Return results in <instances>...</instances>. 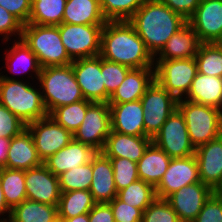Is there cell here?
I'll return each instance as SVG.
<instances>
[{
  "mask_svg": "<svg viewBox=\"0 0 222 222\" xmlns=\"http://www.w3.org/2000/svg\"><path fill=\"white\" fill-rule=\"evenodd\" d=\"M100 56L131 69L154 68V57L128 20L104 24Z\"/></svg>",
  "mask_w": 222,
  "mask_h": 222,
  "instance_id": "obj_1",
  "label": "cell"
},
{
  "mask_svg": "<svg viewBox=\"0 0 222 222\" xmlns=\"http://www.w3.org/2000/svg\"><path fill=\"white\" fill-rule=\"evenodd\" d=\"M155 57L187 20L158 0H145L128 20Z\"/></svg>",
  "mask_w": 222,
  "mask_h": 222,
  "instance_id": "obj_2",
  "label": "cell"
},
{
  "mask_svg": "<svg viewBox=\"0 0 222 222\" xmlns=\"http://www.w3.org/2000/svg\"><path fill=\"white\" fill-rule=\"evenodd\" d=\"M19 77L23 80L4 79L0 76V104L28 125L49 114L45 108L38 82L34 80L31 84L30 81L27 82L26 77H24L25 79Z\"/></svg>",
  "mask_w": 222,
  "mask_h": 222,
  "instance_id": "obj_3",
  "label": "cell"
},
{
  "mask_svg": "<svg viewBox=\"0 0 222 222\" xmlns=\"http://www.w3.org/2000/svg\"><path fill=\"white\" fill-rule=\"evenodd\" d=\"M37 82L48 114L57 107L84 100L72 64L41 68Z\"/></svg>",
  "mask_w": 222,
  "mask_h": 222,
  "instance_id": "obj_4",
  "label": "cell"
},
{
  "mask_svg": "<svg viewBox=\"0 0 222 222\" xmlns=\"http://www.w3.org/2000/svg\"><path fill=\"white\" fill-rule=\"evenodd\" d=\"M21 39L36 54L41 68L66 66L73 61L62 44L58 26L27 23Z\"/></svg>",
  "mask_w": 222,
  "mask_h": 222,
  "instance_id": "obj_5",
  "label": "cell"
},
{
  "mask_svg": "<svg viewBox=\"0 0 222 222\" xmlns=\"http://www.w3.org/2000/svg\"><path fill=\"white\" fill-rule=\"evenodd\" d=\"M177 109L183 115L192 146L198 147L222 135V110L178 99Z\"/></svg>",
  "mask_w": 222,
  "mask_h": 222,
  "instance_id": "obj_6",
  "label": "cell"
},
{
  "mask_svg": "<svg viewBox=\"0 0 222 222\" xmlns=\"http://www.w3.org/2000/svg\"><path fill=\"white\" fill-rule=\"evenodd\" d=\"M197 73L195 57L154 60V80L177 99L187 95Z\"/></svg>",
  "mask_w": 222,
  "mask_h": 222,
  "instance_id": "obj_7",
  "label": "cell"
},
{
  "mask_svg": "<svg viewBox=\"0 0 222 222\" xmlns=\"http://www.w3.org/2000/svg\"><path fill=\"white\" fill-rule=\"evenodd\" d=\"M140 101L144 113L145 137L153 138L177 109L178 99L154 80Z\"/></svg>",
  "mask_w": 222,
  "mask_h": 222,
  "instance_id": "obj_8",
  "label": "cell"
},
{
  "mask_svg": "<svg viewBox=\"0 0 222 222\" xmlns=\"http://www.w3.org/2000/svg\"><path fill=\"white\" fill-rule=\"evenodd\" d=\"M104 25H58L62 44L72 60L94 57L101 52V33Z\"/></svg>",
  "mask_w": 222,
  "mask_h": 222,
  "instance_id": "obj_9",
  "label": "cell"
},
{
  "mask_svg": "<svg viewBox=\"0 0 222 222\" xmlns=\"http://www.w3.org/2000/svg\"><path fill=\"white\" fill-rule=\"evenodd\" d=\"M111 132V115L108 103L93 102L88 108L83 122L73 133L80 143L102 152Z\"/></svg>",
  "mask_w": 222,
  "mask_h": 222,
  "instance_id": "obj_10",
  "label": "cell"
},
{
  "mask_svg": "<svg viewBox=\"0 0 222 222\" xmlns=\"http://www.w3.org/2000/svg\"><path fill=\"white\" fill-rule=\"evenodd\" d=\"M152 142L170 158H185L195 154L184 117L178 109L168 117Z\"/></svg>",
  "mask_w": 222,
  "mask_h": 222,
  "instance_id": "obj_11",
  "label": "cell"
},
{
  "mask_svg": "<svg viewBox=\"0 0 222 222\" xmlns=\"http://www.w3.org/2000/svg\"><path fill=\"white\" fill-rule=\"evenodd\" d=\"M26 128L32 134L37 154L42 162L67 146L73 139V134L49 115L29 123Z\"/></svg>",
  "mask_w": 222,
  "mask_h": 222,
  "instance_id": "obj_12",
  "label": "cell"
},
{
  "mask_svg": "<svg viewBox=\"0 0 222 222\" xmlns=\"http://www.w3.org/2000/svg\"><path fill=\"white\" fill-rule=\"evenodd\" d=\"M201 182L195 154L185 158H172L167 171L155 188L157 198L166 199L183 186Z\"/></svg>",
  "mask_w": 222,
  "mask_h": 222,
  "instance_id": "obj_13",
  "label": "cell"
},
{
  "mask_svg": "<svg viewBox=\"0 0 222 222\" xmlns=\"http://www.w3.org/2000/svg\"><path fill=\"white\" fill-rule=\"evenodd\" d=\"M71 64L84 99L91 102L105 103L101 56L73 60Z\"/></svg>",
  "mask_w": 222,
  "mask_h": 222,
  "instance_id": "obj_14",
  "label": "cell"
},
{
  "mask_svg": "<svg viewBox=\"0 0 222 222\" xmlns=\"http://www.w3.org/2000/svg\"><path fill=\"white\" fill-rule=\"evenodd\" d=\"M187 22L201 43H217L222 39V0H201Z\"/></svg>",
  "mask_w": 222,
  "mask_h": 222,
  "instance_id": "obj_15",
  "label": "cell"
},
{
  "mask_svg": "<svg viewBox=\"0 0 222 222\" xmlns=\"http://www.w3.org/2000/svg\"><path fill=\"white\" fill-rule=\"evenodd\" d=\"M25 187L27 199L47 205H58L61 196L58 176L43 163L25 170Z\"/></svg>",
  "mask_w": 222,
  "mask_h": 222,
  "instance_id": "obj_16",
  "label": "cell"
},
{
  "mask_svg": "<svg viewBox=\"0 0 222 222\" xmlns=\"http://www.w3.org/2000/svg\"><path fill=\"white\" fill-rule=\"evenodd\" d=\"M213 190L202 182L183 186L169 195L166 200L177 213L179 220L193 221L211 196Z\"/></svg>",
  "mask_w": 222,
  "mask_h": 222,
  "instance_id": "obj_17",
  "label": "cell"
},
{
  "mask_svg": "<svg viewBox=\"0 0 222 222\" xmlns=\"http://www.w3.org/2000/svg\"><path fill=\"white\" fill-rule=\"evenodd\" d=\"M12 46L9 47V49L4 48L7 52L4 54V61L5 63L3 68L8 69L9 72H11L13 75L8 76L7 74H1L0 76L4 79H10V80H19V78L14 77L15 75H29L27 76V80L30 81V78L32 80L37 79L41 71V66L38 62L37 56L34 52L30 50V48L25 44V42L22 39L14 40L12 41ZM33 72V73H31ZM25 75H24V74ZM34 75V76H33ZM33 76V77H32ZM14 77V78H13ZM29 77V78H28Z\"/></svg>",
  "mask_w": 222,
  "mask_h": 222,
  "instance_id": "obj_18",
  "label": "cell"
},
{
  "mask_svg": "<svg viewBox=\"0 0 222 222\" xmlns=\"http://www.w3.org/2000/svg\"><path fill=\"white\" fill-rule=\"evenodd\" d=\"M200 181L214 190L222 179V135L195 149Z\"/></svg>",
  "mask_w": 222,
  "mask_h": 222,
  "instance_id": "obj_19",
  "label": "cell"
},
{
  "mask_svg": "<svg viewBox=\"0 0 222 222\" xmlns=\"http://www.w3.org/2000/svg\"><path fill=\"white\" fill-rule=\"evenodd\" d=\"M108 104L112 131L133 136H145L144 113L140 100Z\"/></svg>",
  "mask_w": 222,
  "mask_h": 222,
  "instance_id": "obj_20",
  "label": "cell"
},
{
  "mask_svg": "<svg viewBox=\"0 0 222 222\" xmlns=\"http://www.w3.org/2000/svg\"><path fill=\"white\" fill-rule=\"evenodd\" d=\"M92 184L89 189L96 203H109L117 197L111 160L103 152L92 158Z\"/></svg>",
  "mask_w": 222,
  "mask_h": 222,
  "instance_id": "obj_21",
  "label": "cell"
},
{
  "mask_svg": "<svg viewBox=\"0 0 222 222\" xmlns=\"http://www.w3.org/2000/svg\"><path fill=\"white\" fill-rule=\"evenodd\" d=\"M97 153L91 146L80 143L74 138L54 155L49 156L43 164L56 176L65 171L90 162Z\"/></svg>",
  "mask_w": 222,
  "mask_h": 222,
  "instance_id": "obj_22",
  "label": "cell"
},
{
  "mask_svg": "<svg viewBox=\"0 0 222 222\" xmlns=\"http://www.w3.org/2000/svg\"><path fill=\"white\" fill-rule=\"evenodd\" d=\"M152 138L110 132L102 152L107 157L126 158L137 163L144 155Z\"/></svg>",
  "mask_w": 222,
  "mask_h": 222,
  "instance_id": "obj_23",
  "label": "cell"
},
{
  "mask_svg": "<svg viewBox=\"0 0 222 222\" xmlns=\"http://www.w3.org/2000/svg\"><path fill=\"white\" fill-rule=\"evenodd\" d=\"M37 154L35 143L30 131L26 128L19 135L11 138L6 168L28 170L42 164Z\"/></svg>",
  "mask_w": 222,
  "mask_h": 222,
  "instance_id": "obj_24",
  "label": "cell"
},
{
  "mask_svg": "<svg viewBox=\"0 0 222 222\" xmlns=\"http://www.w3.org/2000/svg\"><path fill=\"white\" fill-rule=\"evenodd\" d=\"M201 42L195 30L187 22L173 34L154 60H175L193 58L196 56Z\"/></svg>",
  "mask_w": 222,
  "mask_h": 222,
  "instance_id": "obj_25",
  "label": "cell"
},
{
  "mask_svg": "<svg viewBox=\"0 0 222 222\" xmlns=\"http://www.w3.org/2000/svg\"><path fill=\"white\" fill-rule=\"evenodd\" d=\"M154 81V68L131 69L123 82L110 96L108 103H125L140 100Z\"/></svg>",
  "mask_w": 222,
  "mask_h": 222,
  "instance_id": "obj_26",
  "label": "cell"
},
{
  "mask_svg": "<svg viewBox=\"0 0 222 222\" xmlns=\"http://www.w3.org/2000/svg\"><path fill=\"white\" fill-rule=\"evenodd\" d=\"M183 99L222 110V78L197 73Z\"/></svg>",
  "mask_w": 222,
  "mask_h": 222,
  "instance_id": "obj_27",
  "label": "cell"
},
{
  "mask_svg": "<svg viewBox=\"0 0 222 222\" xmlns=\"http://www.w3.org/2000/svg\"><path fill=\"white\" fill-rule=\"evenodd\" d=\"M171 159L165 151L152 142L137 162L139 179L156 188L167 171Z\"/></svg>",
  "mask_w": 222,
  "mask_h": 222,
  "instance_id": "obj_28",
  "label": "cell"
},
{
  "mask_svg": "<svg viewBox=\"0 0 222 222\" xmlns=\"http://www.w3.org/2000/svg\"><path fill=\"white\" fill-rule=\"evenodd\" d=\"M106 22L99 0H67L62 23L104 25Z\"/></svg>",
  "mask_w": 222,
  "mask_h": 222,
  "instance_id": "obj_29",
  "label": "cell"
},
{
  "mask_svg": "<svg viewBox=\"0 0 222 222\" xmlns=\"http://www.w3.org/2000/svg\"><path fill=\"white\" fill-rule=\"evenodd\" d=\"M57 218V205L26 199L11 210L9 219L12 222H53Z\"/></svg>",
  "mask_w": 222,
  "mask_h": 222,
  "instance_id": "obj_30",
  "label": "cell"
},
{
  "mask_svg": "<svg viewBox=\"0 0 222 222\" xmlns=\"http://www.w3.org/2000/svg\"><path fill=\"white\" fill-rule=\"evenodd\" d=\"M95 205L93 195L88 190L61 192L57 205L58 218H72L89 213Z\"/></svg>",
  "mask_w": 222,
  "mask_h": 222,
  "instance_id": "obj_31",
  "label": "cell"
},
{
  "mask_svg": "<svg viewBox=\"0 0 222 222\" xmlns=\"http://www.w3.org/2000/svg\"><path fill=\"white\" fill-rule=\"evenodd\" d=\"M0 183L5 202L11 210L27 199L25 170L1 168Z\"/></svg>",
  "mask_w": 222,
  "mask_h": 222,
  "instance_id": "obj_32",
  "label": "cell"
},
{
  "mask_svg": "<svg viewBox=\"0 0 222 222\" xmlns=\"http://www.w3.org/2000/svg\"><path fill=\"white\" fill-rule=\"evenodd\" d=\"M67 0H32L30 24L52 25L62 24Z\"/></svg>",
  "mask_w": 222,
  "mask_h": 222,
  "instance_id": "obj_33",
  "label": "cell"
},
{
  "mask_svg": "<svg viewBox=\"0 0 222 222\" xmlns=\"http://www.w3.org/2000/svg\"><path fill=\"white\" fill-rule=\"evenodd\" d=\"M117 198L143 212L157 197L152 185L138 179L125 189L118 191Z\"/></svg>",
  "mask_w": 222,
  "mask_h": 222,
  "instance_id": "obj_34",
  "label": "cell"
},
{
  "mask_svg": "<svg viewBox=\"0 0 222 222\" xmlns=\"http://www.w3.org/2000/svg\"><path fill=\"white\" fill-rule=\"evenodd\" d=\"M195 60L198 73L222 78V49L217 43H201Z\"/></svg>",
  "mask_w": 222,
  "mask_h": 222,
  "instance_id": "obj_35",
  "label": "cell"
},
{
  "mask_svg": "<svg viewBox=\"0 0 222 222\" xmlns=\"http://www.w3.org/2000/svg\"><path fill=\"white\" fill-rule=\"evenodd\" d=\"M92 103L93 102L84 99L76 103L57 107L49 116L73 134L83 122L87 108Z\"/></svg>",
  "mask_w": 222,
  "mask_h": 222,
  "instance_id": "obj_36",
  "label": "cell"
},
{
  "mask_svg": "<svg viewBox=\"0 0 222 222\" xmlns=\"http://www.w3.org/2000/svg\"><path fill=\"white\" fill-rule=\"evenodd\" d=\"M92 160L84 165L65 171L58 176L61 192L88 190L92 184Z\"/></svg>",
  "mask_w": 222,
  "mask_h": 222,
  "instance_id": "obj_37",
  "label": "cell"
},
{
  "mask_svg": "<svg viewBox=\"0 0 222 222\" xmlns=\"http://www.w3.org/2000/svg\"><path fill=\"white\" fill-rule=\"evenodd\" d=\"M145 0H99L107 21L129 20Z\"/></svg>",
  "mask_w": 222,
  "mask_h": 222,
  "instance_id": "obj_38",
  "label": "cell"
},
{
  "mask_svg": "<svg viewBox=\"0 0 222 222\" xmlns=\"http://www.w3.org/2000/svg\"><path fill=\"white\" fill-rule=\"evenodd\" d=\"M131 68L105 60L101 57V73L105 84V103H108L110 96L125 79Z\"/></svg>",
  "mask_w": 222,
  "mask_h": 222,
  "instance_id": "obj_39",
  "label": "cell"
},
{
  "mask_svg": "<svg viewBox=\"0 0 222 222\" xmlns=\"http://www.w3.org/2000/svg\"><path fill=\"white\" fill-rule=\"evenodd\" d=\"M113 166L117 192L139 179L137 163L126 158L109 157Z\"/></svg>",
  "mask_w": 222,
  "mask_h": 222,
  "instance_id": "obj_40",
  "label": "cell"
},
{
  "mask_svg": "<svg viewBox=\"0 0 222 222\" xmlns=\"http://www.w3.org/2000/svg\"><path fill=\"white\" fill-rule=\"evenodd\" d=\"M177 213L166 199L156 198L144 211L142 222H178Z\"/></svg>",
  "mask_w": 222,
  "mask_h": 222,
  "instance_id": "obj_41",
  "label": "cell"
},
{
  "mask_svg": "<svg viewBox=\"0 0 222 222\" xmlns=\"http://www.w3.org/2000/svg\"><path fill=\"white\" fill-rule=\"evenodd\" d=\"M23 24L10 12L0 6V37L7 43L9 40H19L22 37ZM13 39H10L11 37Z\"/></svg>",
  "mask_w": 222,
  "mask_h": 222,
  "instance_id": "obj_42",
  "label": "cell"
},
{
  "mask_svg": "<svg viewBox=\"0 0 222 222\" xmlns=\"http://www.w3.org/2000/svg\"><path fill=\"white\" fill-rule=\"evenodd\" d=\"M24 129H26V124L0 104V137L11 139Z\"/></svg>",
  "mask_w": 222,
  "mask_h": 222,
  "instance_id": "obj_43",
  "label": "cell"
},
{
  "mask_svg": "<svg viewBox=\"0 0 222 222\" xmlns=\"http://www.w3.org/2000/svg\"><path fill=\"white\" fill-rule=\"evenodd\" d=\"M115 222H142L143 212L115 197L109 202Z\"/></svg>",
  "mask_w": 222,
  "mask_h": 222,
  "instance_id": "obj_44",
  "label": "cell"
},
{
  "mask_svg": "<svg viewBox=\"0 0 222 222\" xmlns=\"http://www.w3.org/2000/svg\"><path fill=\"white\" fill-rule=\"evenodd\" d=\"M192 222H222V197L212 193Z\"/></svg>",
  "mask_w": 222,
  "mask_h": 222,
  "instance_id": "obj_45",
  "label": "cell"
},
{
  "mask_svg": "<svg viewBox=\"0 0 222 222\" xmlns=\"http://www.w3.org/2000/svg\"><path fill=\"white\" fill-rule=\"evenodd\" d=\"M32 0H0V6L15 16L23 25L29 22Z\"/></svg>",
  "mask_w": 222,
  "mask_h": 222,
  "instance_id": "obj_46",
  "label": "cell"
},
{
  "mask_svg": "<svg viewBox=\"0 0 222 222\" xmlns=\"http://www.w3.org/2000/svg\"><path fill=\"white\" fill-rule=\"evenodd\" d=\"M168 6L172 11L189 20L199 6L201 0H158Z\"/></svg>",
  "mask_w": 222,
  "mask_h": 222,
  "instance_id": "obj_47",
  "label": "cell"
},
{
  "mask_svg": "<svg viewBox=\"0 0 222 222\" xmlns=\"http://www.w3.org/2000/svg\"><path fill=\"white\" fill-rule=\"evenodd\" d=\"M88 215L89 222H115L109 203H96Z\"/></svg>",
  "mask_w": 222,
  "mask_h": 222,
  "instance_id": "obj_48",
  "label": "cell"
},
{
  "mask_svg": "<svg viewBox=\"0 0 222 222\" xmlns=\"http://www.w3.org/2000/svg\"><path fill=\"white\" fill-rule=\"evenodd\" d=\"M11 139L0 137V169L5 168L7 162V152Z\"/></svg>",
  "mask_w": 222,
  "mask_h": 222,
  "instance_id": "obj_49",
  "label": "cell"
},
{
  "mask_svg": "<svg viewBox=\"0 0 222 222\" xmlns=\"http://www.w3.org/2000/svg\"><path fill=\"white\" fill-rule=\"evenodd\" d=\"M4 214H6V215H4ZM10 214H11V209L7 206V204L5 202V197H4L3 190L1 187V183H0V220L9 219ZM4 216L5 217L7 216V217L5 218Z\"/></svg>",
  "mask_w": 222,
  "mask_h": 222,
  "instance_id": "obj_50",
  "label": "cell"
},
{
  "mask_svg": "<svg viewBox=\"0 0 222 222\" xmlns=\"http://www.w3.org/2000/svg\"><path fill=\"white\" fill-rule=\"evenodd\" d=\"M59 219H61L62 222H89V215L88 213H84L72 218H59Z\"/></svg>",
  "mask_w": 222,
  "mask_h": 222,
  "instance_id": "obj_51",
  "label": "cell"
},
{
  "mask_svg": "<svg viewBox=\"0 0 222 222\" xmlns=\"http://www.w3.org/2000/svg\"><path fill=\"white\" fill-rule=\"evenodd\" d=\"M213 193L215 195L222 197V179H221L220 183L217 185V187L213 190Z\"/></svg>",
  "mask_w": 222,
  "mask_h": 222,
  "instance_id": "obj_52",
  "label": "cell"
},
{
  "mask_svg": "<svg viewBox=\"0 0 222 222\" xmlns=\"http://www.w3.org/2000/svg\"><path fill=\"white\" fill-rule=\"evenodd\" d=\"M217 44L220 46V48L222 49V39L221 40H219L218 42H217Z\"/></svg>",
  "mask_w": 222,
  "mask_h": 222,
  "instance_id": "obj_53",
  "label": "cell"
},
{
  "mask_svg": "<svg viewBox=\"0 0 222 222\" xmlns=\"http://www.w3.org/2000/svg\"><path fill=\"white\" fill-rule=\"evenodd\" d=\"M0 222H12L10 219L0 220Z\"/></svg>",
  "mask_w": 222,
  "mask_h": 222,
  "instance_id": "obj_54",
  "label": "cell"
},
{
  "mask_svg": "<svg viewBox=\"0 0 222 222\" xmlns=\"http://www.w3.org/2000/svg\"><path fill=\"white\" fill-rule=\"evenodd\" d=\"M53 222H62L61 219L57 218L55 221Z\"/></svg>",
  "mask_w": 222,
  "mask_h": 222,
  "instance_id": "obj_55",
  "label": "cell"
},
{
  "mask_svg": "<svg viewBox=\"0 0 222 222\" xmlns=\"http://www.w3.org/2000/svg\"><path fill=\"white\" fill-rule=\"evenodd\" d=\"M178 222H192V221L179 220Z\"/></svg>",
  "mask_w": 222,
  "mask_h": 222,
  "instance_id": "obj_56",
  "label": "cell"
}]
</instances>
